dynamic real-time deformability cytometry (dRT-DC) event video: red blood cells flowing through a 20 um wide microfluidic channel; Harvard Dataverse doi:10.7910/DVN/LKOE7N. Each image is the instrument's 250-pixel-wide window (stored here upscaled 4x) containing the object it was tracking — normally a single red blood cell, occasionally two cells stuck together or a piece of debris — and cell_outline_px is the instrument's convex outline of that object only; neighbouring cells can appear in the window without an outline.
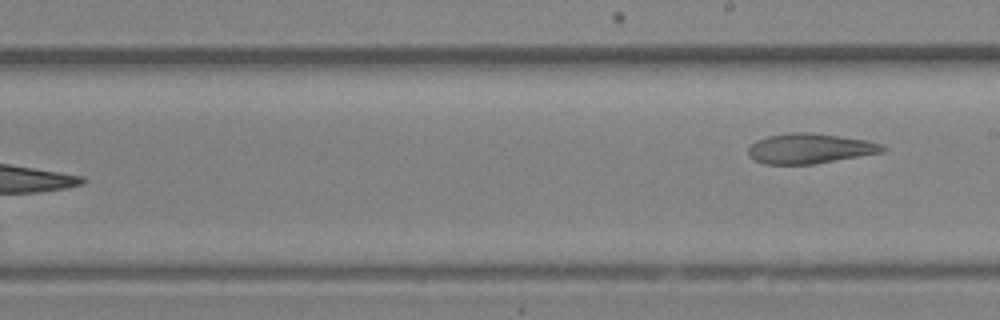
{"species": "Egyptian fruit bat (a non-hibernating species)", "species_latin": "Rousettus aegyptiacus", "temperature_condition": "room temperature", "stored_images_in_passage": 16, "segment_of_instrument_passage": [2, 2], "camera_frame_rate_fps": 3000, "um_per_image_px": 0.085, "animal": {"sex": "female"}, "frame": {"image": 1, "passage_image": 16, "time_ms": 5.0, "image_size_px": [1000, 320], "cell_outline_px": [[888, 148], [884, 152], [812, 164], [764, 164], [748, 156], [748, 144], [756, 140], [768, 136], [792, 132], [808, 132], [840, 136], [868, 140], [880, 144]], "centroid_in_image_um": [68.81, 12.62], "position_along_channel_um": 220.2, "area_um2": 23.58}}